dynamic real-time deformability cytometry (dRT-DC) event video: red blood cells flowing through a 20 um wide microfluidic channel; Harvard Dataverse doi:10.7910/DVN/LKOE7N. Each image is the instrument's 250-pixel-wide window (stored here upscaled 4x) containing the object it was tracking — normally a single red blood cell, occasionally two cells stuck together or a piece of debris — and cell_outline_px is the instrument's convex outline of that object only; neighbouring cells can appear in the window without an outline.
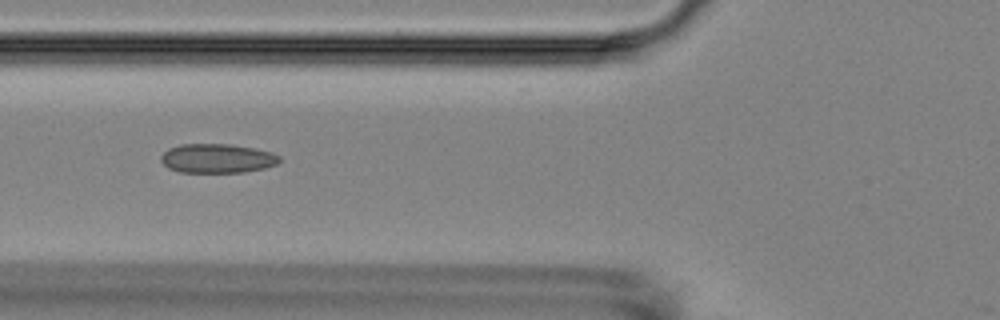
{"species": "Egyptian fruit bat (a non-hibernating species)", "species_latin": "Rousettus aegyptiacus", "temperature_condition": "room temperature", "stored_images_in_passage": 15, "camera_frame_rate_fps": 3000, "um_per_image_px": 0.085, "animal": {"sex": "female"}, "frame": {"image": 1, "passage_image": 5, "time_ms": 5.667, "image_size_px": [1000, 320], "cell_outline_px": [[280, 160], [276, 164], [264, 168], [244, 172], [180, 172], [168, 168], [160, 160], [160, 156], [168, 148], [180, 144], [232, 144], [256, 148], [272, 152], [280, 156]], "centroid_in_image_um": [18.46, 13.45], "position_along_channel_um": 107.3, "area_um2": 20.29}}
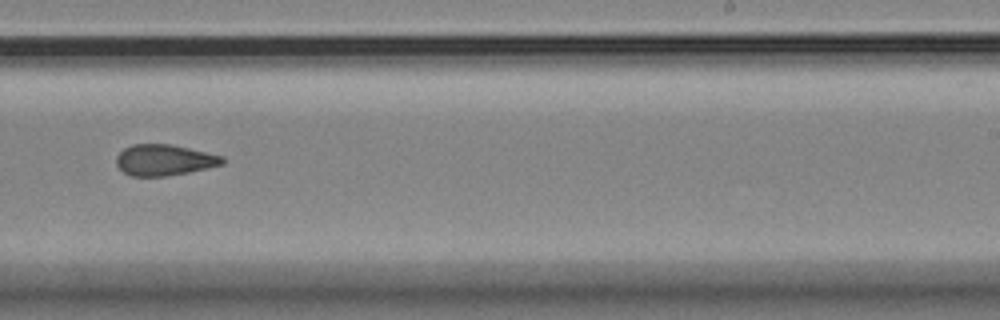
{"frame": {"image": 2, "passage_image": 9, "time_ms": 10.333, "image_size_px": [1000, 320], "cell_outline_px": [[224, 164], [208, 168], [168, 176], [132, 176], [124, 172], [116, 164], [116, 156], [124, 148], [132, 144], [168, 144], [188, 148], [224, 156]], "centroid_in_image_um": [13.96, 13.6], "position_along_channel_um": 275.0, "area_um2": 19.13}}
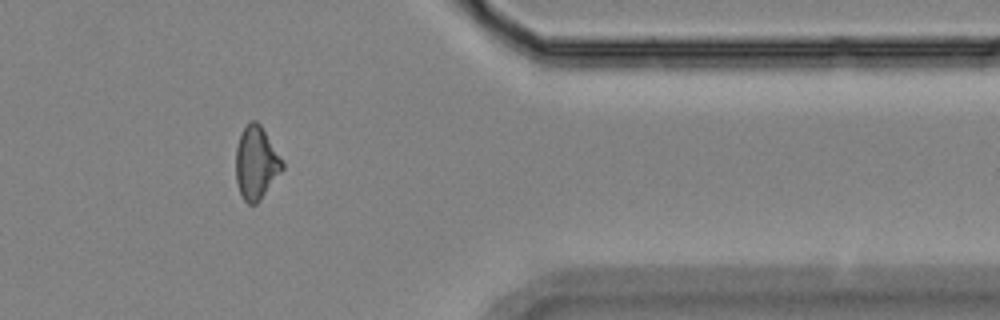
{"frame": {"image": 3, "passage_image": 12, "time_ms": 14.0, "image_size_px": [1000, 320], "cell_outline_px": [[284, 168], [260, 200], [256, 204], [248, 204], [244, 200], [240, 192], [236, 180], [236, 148], [240, 136], [244, 128], [252, 120], [256, 120], [260, 124], [284, 160]], "centroid_in_image_um": [21.8, 13.85], "position_along_channel_um": 389.6, "area_um2": 19.71}, "authors_computed_cell_mechanics": {"area_um2": 19.8832, "velocity_mm_per_s": 3.6059, "shape_relaxation_time_tau1_ms": null, "shape_relaxation_time_tau2_ms": 1.7794, "deformation_change_tau1": null, "deformation_change_tau2": 0.0719}}